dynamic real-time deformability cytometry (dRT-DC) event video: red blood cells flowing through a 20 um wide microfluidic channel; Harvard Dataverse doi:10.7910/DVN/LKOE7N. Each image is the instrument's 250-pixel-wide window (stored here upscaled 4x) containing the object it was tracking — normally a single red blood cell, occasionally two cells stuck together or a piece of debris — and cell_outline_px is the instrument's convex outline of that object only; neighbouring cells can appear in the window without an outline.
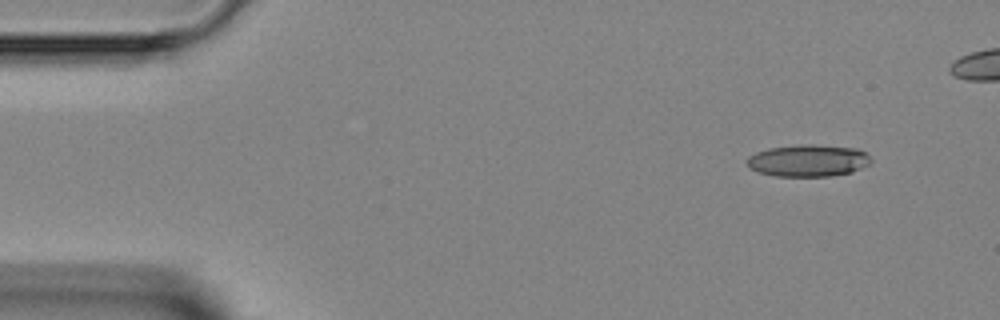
{"species": "Egyptian fruit bat (a non-hibernating species)", "species_latin": "Rousettus aegyptiacus", "temperature_condition": "room temperature", "stored_images_in_passage": 4, "camera_frame_rate_fps": 3000, "um_per_image_px": 0.085, "animal": {"sex": "female"}, "frame": {"image": 1, "passage_image": 1, "time_ms": 0.0, "image_size_px": [1000, 320], "cell_outline_px": [[872, 160], [868, 164], [852, 172], [832, 176], [776, 176], [760, 172], [748, 168], [748, 156], [756, 152], [768, 148], [808, 144], [812, 144], [860, 148]], "centroid_in_image_um": [68.7, 13.64], "position_along_channel_um": 16.3, "area_um2": 23.06}}